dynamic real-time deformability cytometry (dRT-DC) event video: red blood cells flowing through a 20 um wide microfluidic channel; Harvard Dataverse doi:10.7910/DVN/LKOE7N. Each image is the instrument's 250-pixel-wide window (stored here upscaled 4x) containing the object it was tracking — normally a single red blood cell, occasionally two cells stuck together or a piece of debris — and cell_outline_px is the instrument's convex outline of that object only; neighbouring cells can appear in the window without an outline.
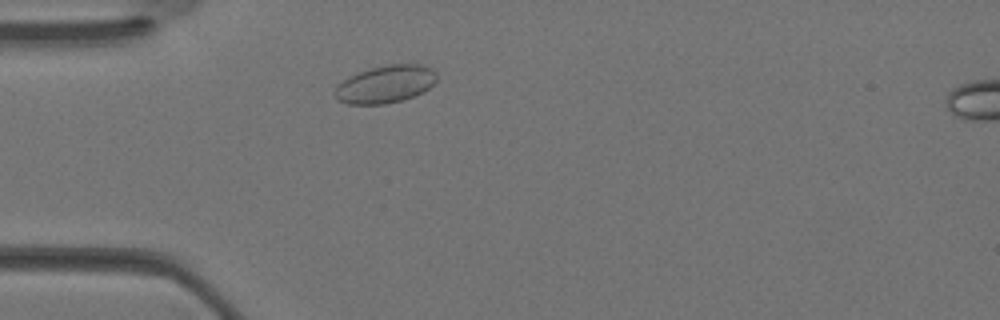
{"species": "Egyptian fruit bat (a non-hibernating species)", "species_latin": "Rousettus aegyptiacus", "temperature_condition": "warm", "stored_images_in_passage": 29, "camera_frame_rate_fps": 3000, "um_per_image_px": 0.085, "animal": {"sex": "female"}, "frame": {"image": 1, "passage_image": 4, "time_ms": 1.0, "image_size_px": [1000, 320], "cell_outline_px": [[436, 80], [424, 92], [404, 100], [384, 104], [348, 104], [336, 100], [332, 96], [332, 92], [336, 84], [348, 76], [356, 72], [388, 64], [420, 64], [432, 68], [436, 72]], "centroid_in_image_um": [32.7, 7.16], "position_along_channel_um": 52.3, "area_um2": 22.77}}
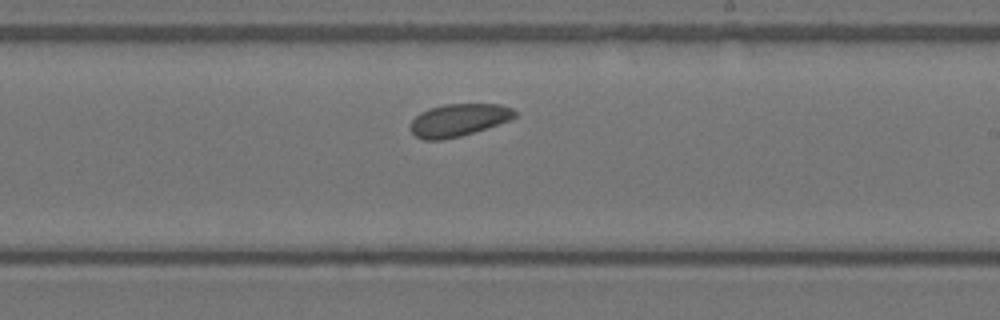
{"frame": {"image": 2, "passage_image": 15, "time_ms": 4.667, "image_size_px": [1000, 320], "cell_outline_px": [[516, 116], [512, 120], [460, 136], [440, 140], [424, 140], [416, 136], [408, 128], [412, 120], [420, 112], [428, 108], [444, 104], [500, 104], [512, 108], [516, 112]], "centroid_in_image_um": [38.97, 10.2], "position_along_channel_um": 250.0, "area_um2": 19.88}}
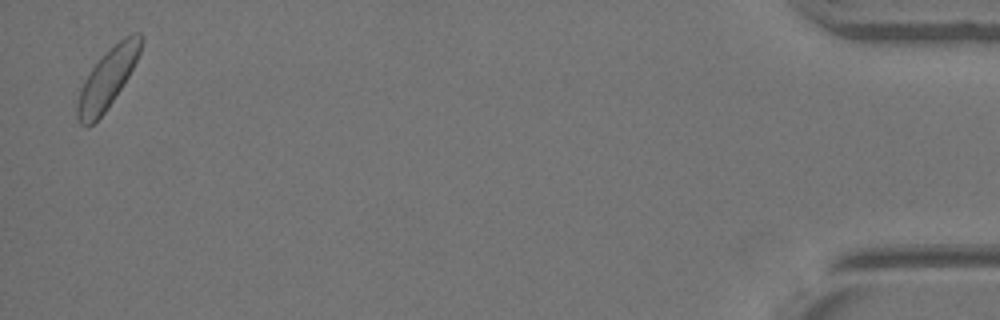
{"frame": {"image": 3, "passage_image": 29, "time_ms": 9.333, "image_size_px": [1000, 320], "cell_outline_px": [[144, 36], [140, 52], [128, 76], [104, 112], [88, 128], [80, 124], [76, 116], [76, 104], [80, 88], [84, 80], [92, 68], [104, 52], [108, 48], [124, 36], [132, 32], [140, 32]], "centroid_in_image_um": [9.11, 6.63], "position_along_channel_um": 426.1, "area_um2": 21.96}}